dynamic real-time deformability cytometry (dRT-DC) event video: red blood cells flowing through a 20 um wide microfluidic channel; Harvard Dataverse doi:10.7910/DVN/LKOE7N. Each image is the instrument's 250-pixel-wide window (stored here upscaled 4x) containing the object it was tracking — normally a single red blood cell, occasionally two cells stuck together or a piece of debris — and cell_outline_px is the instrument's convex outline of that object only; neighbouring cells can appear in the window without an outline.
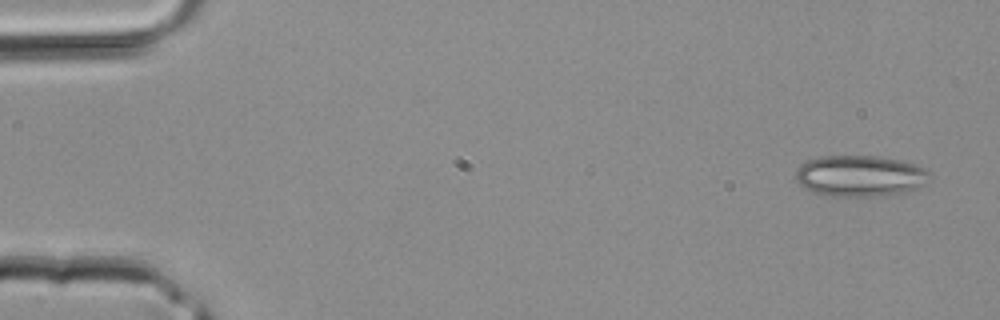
{"species": "common noctule bat (a hibernating species)", "species_latin": "Nyctalus noctula", "temperature_condition": "room temperature", "stored_images_in_passage": 40, "camera_frame_rate_fps": 3000, "um_per_image_px": 0.085, "animal": {"sex": "male", "body_mass_g": 20.4}, "frame": {"image": 1, "passage_image": 1, "time_ms": 0.0, "image_size_px": [1000, 320], "cell_outline_px": [[932, 172], [924, 184], [916, 188], [904, 192], [876, 196], [832, 196], [812, 192], [804, 188], [796, 180], [796, 172], [800, 164], [808, 160], [820, 156], [872, 156], [900, 160], [916, 164]], "centroid_in_image_um": [73.09, 14.95], "position_along_channel_um": 11.9, "area_um2": 32.08}}
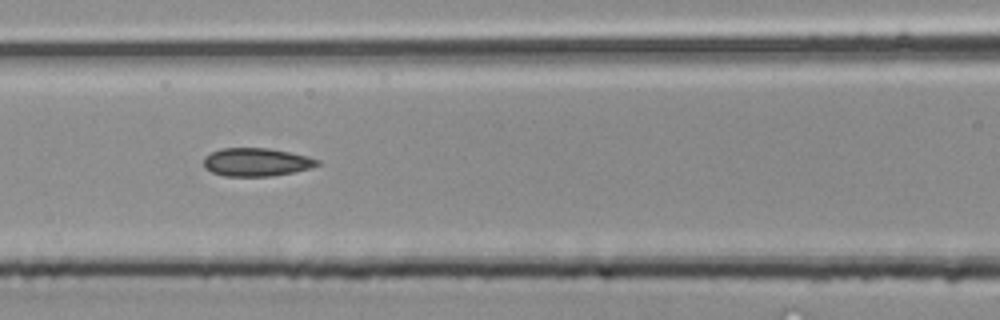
{"frame": {"image": 2, "passage_image": 17, "time_ms": 5.333, "image_size_px": [1000, 320], "cell_outline_px": [[320, 164], [312, 168], [272, 176], [224, 176], [212, 172], [204, 168], [204, 156], [220, 148], [268, 148], [308, 156], [320, 160]], "centroid_in_image_um": [21.79, 13.78], "position_along_channel_um": 144.8, "area_um2": 18.73}}
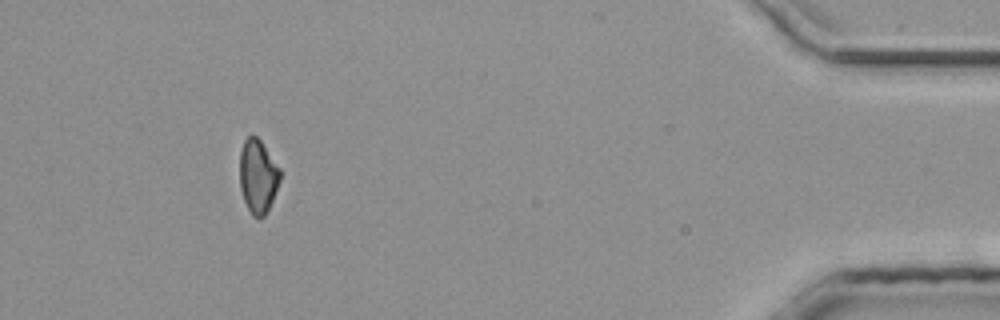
{"frame": {"image": 3, "passage_image": 37, "time_ms": 12.0, "image_size_px": [1000, 320], "cell_outline_px": [[280, 180], [272, 200], [264, 216], [252, 216], [244, 200], [240, 188], [240, 152], [244, 140], [248, 136], [256, 136], [260, 140], [280, 168]], "centroid_in_image_um": [21.91, 14.96], "position_along_channel_um": 413.3, "area_um2": 17.05}}